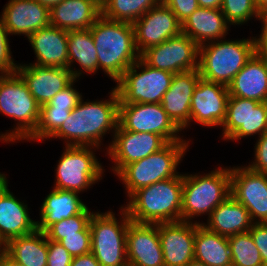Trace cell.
I'll list each match as a JSON object with an SVG mask.
<instances>
[{"label": "cell", "mask_w": 267, "mask_h": 266, "mask_svg": "<svg viewBox=\"0 0 267 266\" xmlns=\"http://www.w3.org/2000/svg\"><path fill=\"white\" fill-rule=\"evenodd\" d=\"M8 186L6 174L0 172V238L5 244L37 229V221L31 219L28 204L19 200Z\"/></svg>", "instance_id": "18"}, {"label": "cell", "mask_w": 267, "mask_h": 266, "mask_svg": "<svg viewBox=\"0 0 267 266\" xmlns=\"http://www.w3.org/2000/svg\"><path fill=\"white\" fill-rule=\"evenodd\" d=\"M174 74L153 68L141 58L131 65L114 87L119 103H160Z\"/></svg>", "instance_id": "10"}, {"label": "cell", "mask_w": 267, "mask_h": 266, "mask_svg": "<svg viewBox=\"0 0 267 266\" xmlns=\"http://www.w3.org/2000/svg\"><path fill=\"white\" fill-rule=\"evenodd\" d=\"M70 266H101L95 256L89 252L77 257H73Z\"/></svg>", "instance_id": "46"}, {"label": "cell", "mask_w": 267, "mask_h": 266, "mask_svg": "<svg viewBox=\"0 0 267 266\" xmlns=\"http://www.w3.org/2000/svg\"><path fill=\"white\" fill-rule=\"evenodd\" d=\"M118 214L119 219L112 210L94 211L90 219L91 253L101 266H128L126 235L131 220L123 205Z\"/></svg>", "instance_id": "8"}, {"label": "cell", "mask_w": 267, "mask_h": 266, "mask_svg": "<svg viewBox=\"0 0 267 266\" xmlns=\"http://www.w3.org/2000/svg\"><path fill=\"white\" fill-rule=\"evenodd\" d=\"M220 9L230 25L241 26L253 20L252 18L263 22L255 0H222Z\"/></svg>", "instance_id": "36"}, {"label": "cell", "mask_w": 267, "mask_h": 266, "mask_svg": "<svg viewBox=\"0 0 267 266\" xmlns=\"http://www.w3.org/2000/svg\"><path fill=\"white\" fill-rule=\"evenodd\" d=\"M0 266H24L11 258L6 252L0 256Z\"/></svg>", "instance_id": "48"}, {"label": "cell", "mask_w": 267, "mask_h": 266, "mask_svg": "<svg viewBox=\"0 0 267 266\" xmlns=\"http://www.w3.org/2000/svg\"><path fill=\"white\" fill-rule=\"evenodd\" d=\"M230 26L221 9L199 7L182 22V33L201 46L225 38Z\"/></svg>", "instance_id": "25"}, {"label": "cell", "mask_w": 267, "mask_h": 266, "mask_svg": "<svg viewBox=\"0 0 267 266\" xmlns=\"http://www.w3.org/2000/svg\"><path fill=\"white\" fill-rule=\"evenodd\" d=\"M89 29L97 50L98 69L116 83L140 59L133 25L100 15Z\"/></svg>", "instance_id": "2"}, {"label": "cell", "mask_w": 267, "mask_h": 266, "mask_svg": "<svg viewBox=\"0 0 267 266\" xmlns=\"http://www.w3.org/2000/svg\"><path fill=\"white\" fill-rule=\"evenodd\" d=\"M50 25L63 30L89 29L101 15L94 0H62L50 10Z\"/></svg>", "instance_id": "26"}, {"label": "cell", "mask_w": 267, "mask_h": 266, "mask_svg": "<svg viewBox=\"0 0 267 266\" xmlns=\"http://www.w3.org/2000/svg\"><path fill=\"white\" fill-rule=\"evenodd\" d=\"M194 260L206 266H232L228 237L195 222Z\"/></svg>", "instance_id": "31"}, {"label": "cell", "mask_w": 267, "mask_h": 266, "mask_svg": "<svg viewBox=\"0 0 267 266\" xmlns=\"http://www.w3.org/2000/svg\"><path fill=\"white\" fill-rule=\"evenodd\" d=\"M136 47L141 54L147 48L182 33V23L162 1L133 24Z\"/></svg>", "instance_id": "16"}, {"label": "cell", "mask_w": 267, "mask_h": 266, "mask_svg": "<svg viewBox=\"0 0 267 266\" xmlns=\"http://www.w3.org/2000/svg\"><path fill=\"white\" fill-rule=\"evenodd\" d=\"M96 3H98L100 6L105 2V0H94Z\"/></svg>", "instance_id": "53"}, {"label": "cell", "mask_w": 267, "mask_h": 266, "mask_svg": "<svg viewBox=\"0 0 267 266\" xmlns=\"http://www.w3.org/2000/svg\"><path fill=\"white\" fill-rule=\"evenodd\" d=\"M186 266H206V265L204 263L193 260L190 263H188Z\"/></svg>", "instance_id": "51"}, {"label": "cell", "mask_w": 267, "mask_h": 266, "mask_svg": "<svg viewBox=\"0 0 267 266\" xmlns=\"http://www.w3.org/2000/svg\"><path fill=\"white\" fill-rule=\"evenodd\" d=\"M9 32L5 28L0 16V74H11L16 72L17 66L15 59L12 57L10 49Z\"/></svg>", "instance_id": "40"}, {"label": "cell", "mask_w": 267, "mask_h": 266, "mask_svg": "<svg viewBox=\"0 0 267 266\" xmlns=\"http://www.w3.org/2000/svg\"><path fill=\"white\" fill-rule=\"evenodd\" d=\"M80 193L53 188L40 205V221L37 230L44 232L50 225L80 214L86 203L80 199Z\"/></svg>", "instance_id": "29"}, {"label": "cell", "mask_w": 267, "mask_h": 266, "mask_svg": "<svg viewBox=\"0 0 267 266\" xmlns=\"http://www.w3.org/2000/svg\"><path fill=\"white\" fill-rule=\"evenodd\" d=\"M256 266H267V264L261 263V264L256 265Z\"/></svg>", "instance_id": "55"}, {"label": "cell", "mask_w": 267, "mask_h": 266, "mask_svg": "<svg viewBox=\"0 0 267 266\" xmlns=\"http://www.w3.org/2000/svg\"><path fill=\"white\" fill-rule=\"evenodd\" d=\"M140 58L149 66L173 74L198 69L199 45L181 33L147 48Z\"/></svg>", "instance_id": "13"}, {"label": "cell", "mask_w": 267, "mask_h": 266, "mask_svg": "<svg viewBox=\"0 0 267 266\" xmlns=\"http://www.w3.org/2000/svg\"><path fill=\"white\" fill-rule=\"evenodd\" d=\"M27 40L34 50V63L40 66L68 68V31L47 26L33 32Z\"/></svg>", "instance_id": "24"}, {"label": "cell", "mask_w": 267, "mask_h": 266, "mask_svg": "<svg viewBox=\"0 0 267 266\" xmlns=\"http://www.w3.org/2000/svg\"><path fill=\"white\" fill-rule=\"evenodd\" d=\"M227 86L200 77L190 105V124L220 127L225 120L229 99Z\"/></svg>", "instance_id": "17"}, {"label": "cell", "mask_w": 267, "mask_h": 266, "mask_svg": "<svg viewBox=\"0 0 267 266\" xmlns=\"http://www.w3.org/2000/svg\"><path fill=\"white\" fill-rule=\"evenodd\" d=\"M199 79L198 69L174 74L160 102L168 117L181 131L190 126V105Z\"/></svg>", "instance_id": "23"}, {"label": "cell", "mask_w": 267, "mask_h": 266, "mask_svg": "<svg viewBox=\"0 0 267 266\" xmlns=\"http://www.w3.org/2000/svg\"><path fill=\"white\" fill-rule=\"evenodd\" d=\"M72 258L63 245L48 239L47 266H70Z\"/></svg>", "instance_id": "42"}, {"label": "cell", "mask_w": 267, "mask_h": 266, "mask_svg": "<svg viewBox=\"0 0 267 266\" xmlns=\"http://www.w3.org/2000/svg\"><path fill=\"white\" fill-rule=\"evenodd\" d=\"M40 107L17 72L0 74V114L17 121L13 129L1 132L0 141L24 142L37 127Z\"/></svg>", "instance_id": "4"}, {"label": "cell", "mask_w": 267, "mask_h": 266, "mask_svg": "<svg viewBox=\"0 0 267 266\" xmlns=\"http://www.w3.org/2000/svg\"><path fill=\"white\" fill-rule=\"evenodd\" d=\"M230 195L231 173L228 166H218L203 174L183 173L181 221L193 222L203 215L209 217Z\"/></svg>", "instance_id": "5"}, {"label": "cell", "mask_w": 267, "mask_h": 266, "mask_svg": "<svg viewBox=\"0 0 267 266\" xmlns=\"http://www.w3.org/2000/svg\"><path fill=\"white\" fill-rule=\"evenodd\" d=\"M252 224L248 210L231 195L202 223L208 230L226 237L248 232Z\"/></svg>", "instance_id": "28"}, {"label": "cell", "mask_w": 267, "mask_h": 266, "mask_svg": "<svg viewBox=\"0 0 267 266\" xmlns=\"http://www.w3.org/2000/svg\"><path fill=\"white\" fill-rule=\"evenodd\" d=\"M254 149V160L245 166L252 171L267 174V131L257 138Z\"/></svg>", "instance_id": "41"}, {"label": "cell", "mask_w": 267, "mask_h": 266, "mask_svg": "<svg viewBox=\"0 0 267 266\" xmlns=\"http://www.w3.org/2000/svg\"><path fill=\"white\" fill-rule=\"evenodd\" d=\"M72 110L61 107H40L37 127L25 141L45 142L62 126Z\"/></svg>", "instance_id": "35"}, {"label": "cell", "mask_w": 267, "mask_h": 266, "mask_svg": "<svg viewBox=\"0 0 267 266\" xmlns=\"http://www.w3.org/2000/svg\"><path fill=\"white\" fill-rule=\"evenodd\" d=\"M64 148L55 167L53 188L83 193L103 179L106 169L95 156L96 150L102 148L94 146H65Z\"/></svg>", "instance_id": "9"}, {"label": "cell", "mask_w": 267, "mask_h": 266, "mask_svg": "<svg viewBox=\"0 0 267 266\" xmlns=\"http://www.w3.org/2000/svg\"><path fill=\"white\" fill-rule=\"evenodd\" d=\"M72 257H77L91 252V232L88 225L83 231L77 234L62 235V240L59 241Z\"/></svg>", "instance_id": "38"}, {"label": "cell", "mask_w": 267, "mask_h": 266, "mask_svg": "<svg viewBox=\"0 0 267 266\" xmlns=\"http://www.w3.org/2000/svg\"><path fill=\"white\" fill-rule=\"evenodd\" d=\"M39 4H42L43 6L47 7L49 10L59 4L62 0H35Z\"/></svg>", "instance_id": "50"}, {"label": "cell", "mask_w": 267, "mask_h": 266, "mask_svg": "<svg viewBox=\"0 0 267 266\" xmlns=\"http://www.w3.org/2000/svg\"><path fill=\"white\" fill-rule=\"evenodd\" d=\"M232 266H256L263 263L260 252L249 232L228 237Z\"/></svg>", "instance_id": "34"}, {"label": "cell", "mask_w": 267, "mask_h": 266, "mask_svg": "<svg viewBox=\"0 0 267 266\" xmlns=\"http://www.w3.org/2000/svg\"><path fill=\"white\" fill-rule=\"evenodd\" d=\"M128 266H165L158 224L130 222L126 235Z\"/></svg>", "instance_id": "19"}, {"label": "cell", "mask_w": 267, "mask_h": 266, "mask_svg": "<svg viewBox=\"0 0 267 266\" xmlns=\"http://www.w3.org/2000/svg\"><path fill=\"white\" fill-rule=\"evenodd\" d=\"M257 10L264 17L267 14V0H255Z\"/></svg>", "instance_id": "49"}, {"label": "cell", "mask_w": 267, "mask_h": 266, "mask_svg": "<svg viewBox=\"0 0 267 266\" xmlns=\"http://www.w3.org/2000/svg\"><path fill=\"white\" fill-rule=\"evenodd\" d=\"M231 196L249 212L253 223H267V174L246 166L230 167Z\"/></svg>", "instance_id": "15"}, {"label": "cell", "mask_w": 267, "mask_h": 266, "mask_svg": "<svg viewBox=\"0 0 267 266\" xmlns=\"http://www.w3.org/2000/svg\"><path fill=\"white\" fill-rule=\"evenodd\" d=\"M1 19L10 35L29 37L50 25V11L35 0H9L3 7Z\"/></svg>", "instance_id": "22"}, {"label": "cell", "mask_w": 267, "mask_h": 266, "mask_svg": "<svg viewBox=\"0 0 267 266\" xmlns=\"http://www.w3.org/2000/svg\"><path fill=\"white\" fill-rule=\"evenodd\" d=\"M74 63L80 68H74ZM68 68L74 79H79L84 73L94 75L99 70L97 50L90 29L68 31Z\"/></svg>", "instance_id": "30"}, {"label": "cell", "mask_w": 267, "mask_h": 266, "mask_svg": "<svg viewBox=\"0 0 267 266\" xmlns=\"http://www.w3.org/2000/svg\"><path fill=\"white\" fill-rule=\"evenodd\" d=\"M230 96L267 102V66L255 53L227 86Z\"/></svg>", "instance_id": "27"}, {"label": "cell", "mask_w": 267, "mask_h": 266, "mask_svg": "<svg viewBox=\"0 0 267 266\" xmlns=\"http://www.w3.org/2000/svg\"><path fill=\"white\" fill-rule=\"evenodd\" d=\"M108 99L84 101L83 97L62 126L48 139L64 140L66 146H94L100 148L103 137L112 139L119 125V96L112 88Z\"/></svg>", "instance_id": "1"}, {"label": "cell", "mask_w": 267, "mask_h": 266, "mask_svg": "<svg viewBox=\"0 0 267 266\" xmlns=\"http://www.w3.org/2000/svg\"><path fill=\"white\" fill-rule=\"evenodd\" d=\"M119 124L128 131L158 134L168 143L184 137L160 103H119Z\"/></svg>", "instance_id": "12"}, {"label": "cell", "mask_w": 267, "mask_h": 266, "mask_svg": "<svg viewBox=\"0 0 267 266\" xmlns=\"http://www.w3.org/2000/svg\"><path fill=\"white\" fill-rule=\"evenodd\" d=\"M254 38H225L199 46L200 77L228 86L254 54Z\"/></svg>", "instance_id": "6"}, {"label": "cell", "mask_w": 267, "mask_h": 266, "mask_svg": "<svg viewBox=\"0 0 267 266\" xmlns=\"http://www.w3.org/2000/svg\"><path fill=\"white\" fill-rule=\"evenodd\" d=\"M172 12L176 18L182 23L189 17L197 8V0H161Z\"/></svg>", "instance_id": "43"}, {"label": "cell", "mask_w": 267, "mask_h": 266, "mask_svg": "<svg viewBox=\"0 0 267 266\" xmlns=\"http://www.w3.org/2000/svg\"><path fill=\"white\" fill-rule=\"evenodd\" d=\"M183 174L135 191L124 204L132 222L159 224L181 221Z\"/></svg>", "instance_id": "3"}, {"label": "cell", "mask_w": 267, "mask_h": 266, "mask_svg": "<svg viewBox=\"0 0 267 266\" xmlns=\"http://www.w3.org/2000/svg\"><path fill=\"white\" fill-rule=\"evenodd\" d=\"M195 222L159 223L158 232L165 266H186L194 260Z\"/></svg>", "instance_id": "20"}, {"label": "cell", "mask_w": 267, "mask_h": 266, "mask_svg": "<svg viewBox=\"0 0 267 266\" xmlns=\"http://www.w3.org/2000/svg\"><path fill=\"white\" fill-rule=\"evenodd\" d=\"M261 33L254 38V52L261 58L267 66V26L262 22L261 23Z\"/></svg>", "instance_id": "45"}, {"label": "cell", "mask_w": 267, "mask_h": 266, "mask_svg": "<svg viewBox=\"0 0 267 266\" xmlns=\"http://www.w3.org/2000/svg\"><path fill=\"white\" fill-rule=\"evenodd\" d=\"M167 144L158 134L128 131L119 124L108 148L105 147V155L114 163L110 168L117 175L126 165L158 152Z\"/></svg>", "instance_id": "14"}, {"label": "cell", "mask_w": 267, "mask_h": 266, "mask_svg": "<svg viewBox=\"0 0 267 266\" xmlns=\"http://www.w3.org/2000/svg\"><path fill=\"white\" fill-rule=\"evenodd\" d=\"M16 72L25 81L40 106L47 104L57 92L74 80L69 68L19 63Z\"/></svg>", "instance_id": "21"}, {"label": "cell", "mask_w": 267, "mask_h": 266, "mask_svg": "<svg viewBox=\"0 0 267 266\" xmlns=\"http://www.w3.org/2000/svg\"><path fill=\"white\" fill-rule=\"evenodd\" d=\"M5 242L0 238V256L5 253Z\"/></svg>", "instance_id": "52"}, {"label": "cell", "mask_w": 267, "mask_h": 266, "mask_svg": "<svg viewBox=\"0 0 267 266\" xmlns=\"http://www.w3.org/2000/svg\"><path fill=\"white\" fill-rule=\"evenodd\" d=\"M189 140L169 142L158 152L126 165L117 177L124 185L127 198L142 187L179 176L177 169L189 151Z\"/></svg>", "instance_id": "7"}, {"label": "cell", "mask_w": 267, "mask_h": 266, "mask_svg": "<svg viewBox=\"0 0 267 266\" xmlns=\"http://www.w3.org/2000/svg\"><path fill=\"white\" fill-rule=\"evenodd\" d=\"M248 232L260 252L263 263L267 264V223H253Z\"/></svg>", "instance_id": "44"}, {"label": "cell", "mask_w": 267, "mask_h": 266, "mask_svg": "<svg viewBox=\"0 0 267 266\" xmlns=\"http://www.w3.org/2000/svg\"><path fill=\"white\" fill-rule=\"evenodd\" d=\"M223 141L260 137L267 131V102L229 96L226 117L221 125Z\"/></svg>", "instance_id": "11"}, {"label": "cell", "mask_w": 267, "mask_h": 266, "mask_svg": "<svg viewBox=\"0 0 267 266\" xmlns=\"http://www.w3.org/2000/svg\"><path fill=\"white\" fill-rule=\"evenodd\" d=\"M198 6L202 8L220 9L222 0H197Z\"/></svg>", "instance_id": "47"}, {"label": "cell", "mask_w": 267, "mask_h": 266, "mask_svg": "<svg viewBox=\"0 0 267 266\" xmlns=\"http://www.w3.org/2000/svg\"><path fill=\"white\" fill-rule=\"evenodd\" d=\"M78 81L79 79H74L67 87L57 92L47 104L41 107L74 109L82 99V94L79 93L74 84Z\"/></svg>", "instance_id": "39"}, {"label": "cell", "mask_w": 267, "mask_h": 266, "mask_svg": "<svg viewBox=\"0 0 267 266\" xmlns=\"http://www.w3.org/2000/svg\"><path fill=\"white\" fill-rule=\"evenodd\" d=\"M5 252L24 266H47L48 239L44 232L36 229L9 240Z\"/></svg>", "instance_id": "32"}, {"label": "cell", "mask_w": 267, "mask_h": 266, "mask_svg": "<svg viewBox=\"0 0 267 266\" xmlns=\"http://www.w3.org/2000/svg\"><path fill=\"white\" fill-rule=\"evenodd\" d=\"M161 0H105L101 15L107 19L133 24Z\"/></svg>", "instance_id": "33"}, {"label": "cell", "mask_w": 267, "mask_h": 266, "mask_svg": "<svg viewBox=\"0 0 267 266\" xmlns=\"http://www.w3.org/2000/svg\"><path fill=\"white\" fill-rule=\"evenodd\" d=\"M263 23L267 26V14L263 17Z\"/></svg>", "instance_id": "54"}, {"label": "cell", "mask_w": 267, "mask_h": 266, "mask_svg": "<svg viewBox=\"0 0 267 266\" xmlns=\"http://www.w3.org/2000/svg\"><path fill=\"white\" fill-rule=\"evenodd\" d=\"M93 213L87 206L80 214L50 225L44 233L47 239L59 242L62 240V235L77 234V232L83 231L89 225Z\"/></svg>", "instance_id": "37"}]
</instances>
